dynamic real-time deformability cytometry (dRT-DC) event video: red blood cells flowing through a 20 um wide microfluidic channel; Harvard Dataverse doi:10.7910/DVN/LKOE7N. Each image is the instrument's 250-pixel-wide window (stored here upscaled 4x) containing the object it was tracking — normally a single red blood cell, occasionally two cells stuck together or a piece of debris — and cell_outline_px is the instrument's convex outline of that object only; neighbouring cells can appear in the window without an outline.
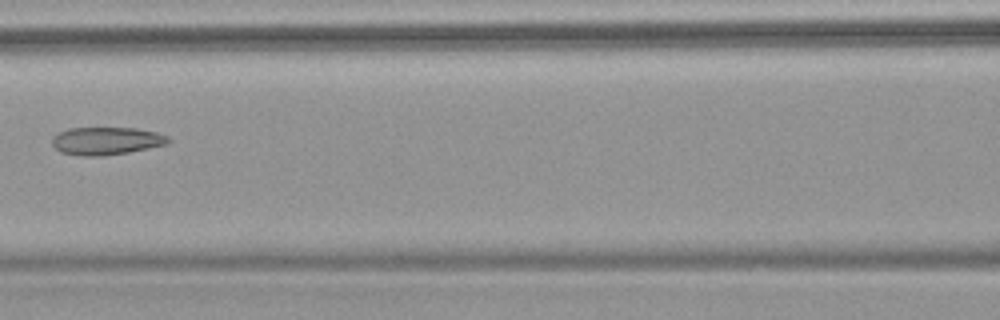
{"species": "common noctule bat (a hibernating species)", "species_latin": "Nyctalus noctula", "temperature_condition": "warm", "stored_images_in_passage": 7, "camera_frame_rate_fps": 3000, "um_per_image_px": 0.085, "animal": {"sex": "female", "body_mass_g": 18.4}, "frame": {"image": 1, "passage_image": 7, "time_ms": 7.0, "image_size_px": [1000, 320], "cell_outline_px": [[172, 140], [168, 144], [128, 152], [100, 156], [80, 156], [60, 152], [52, 144], [52, 136], [68, 128], [136, 128], [156, 132], [168, 136]], "centroid_in_image_um": [9.04, 11.97], "position_along_channel_um": 157.6, "area_um2": 18.84}}